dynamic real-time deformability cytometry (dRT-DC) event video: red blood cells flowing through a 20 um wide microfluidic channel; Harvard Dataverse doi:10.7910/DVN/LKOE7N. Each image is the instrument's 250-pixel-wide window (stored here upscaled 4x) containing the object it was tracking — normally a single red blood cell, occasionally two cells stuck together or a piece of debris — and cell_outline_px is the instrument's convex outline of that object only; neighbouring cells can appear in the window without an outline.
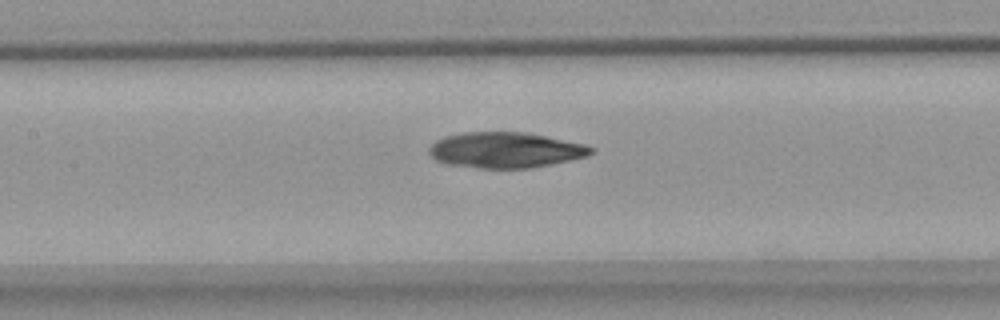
{"species": "common noctule bat (a hibernating species)", "species_latin": "Nyctalus noctula", "temperature_condition": "warm", "stored_images_in_passage": 55, "camera_frame_rate_fps": 3000, "um_per_image_px": 0.085, "animal": {"sex": "female", "body_mass_g": 18.4}, "frame": {"image": 1, "passage_image": 25, "time_ms": 8.0, "image_size_px": [1000, 320], "cell_outline_px": [[596, 148], [588, 156], [572, 160], [532, 168], [480, 168], [448, 164], [436, 160], [428, 152], [428, 148], [436, 140], [444, 136], [464, 132], [524, 132], [584, 144]], "centroid_in_image_um": [42.96, 12.76], "position_along_channel_um": 164.4, "area_um2": 33.64}}
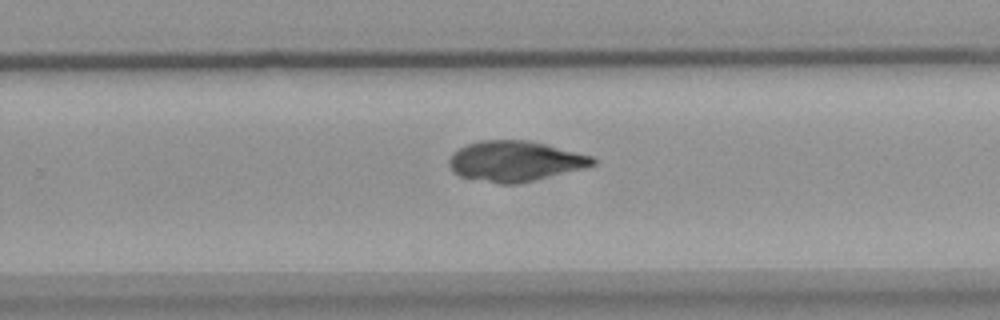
{"frame": {"image": 2, "passage_image": 35, "time_ms": 11.333, "image_size_px": [1000, 320], "cell_outline_px": [[596, 164], [584, 168], [516, 184], [500, 184], [460, 176], [452, 172], [448, 164], [448, 160], [452, 152], [468, 144], [480, 140], [528, 140], [548, 144], [592, 156], [596, 160]], "centroid_in_image_um": [43.76, 13.69], "position_along_channel_um": 286.0, "area_um2": 33.81}}
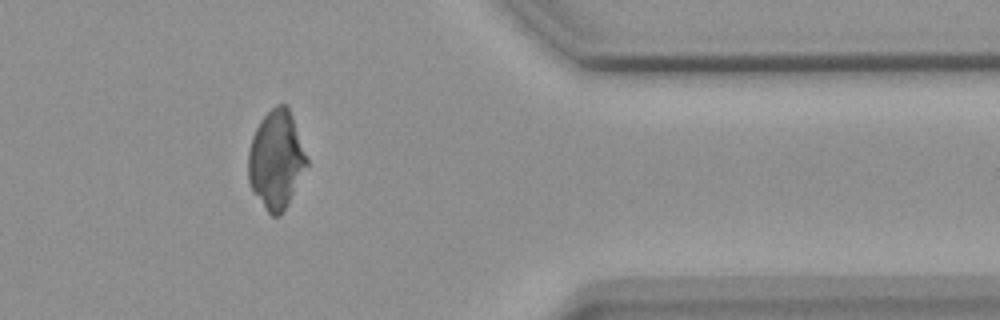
{"frame": {"image": 3, "passage_image": 45, "time_ms": 14.667, "image_size_px": [1000, 320], "cell_outline_px": [[308, 164], [288, 204], [280, 216], [272, 216], [268, 212], [252, 192], [248, 180], [248, 152], [252, 136], [260, 120], [276, 104], [288, 104], [308, 160]], "centroid_in_image_um": [23.46, 13.58], "position_along_channel_um": 387.9, "area_um2": 33.52}}